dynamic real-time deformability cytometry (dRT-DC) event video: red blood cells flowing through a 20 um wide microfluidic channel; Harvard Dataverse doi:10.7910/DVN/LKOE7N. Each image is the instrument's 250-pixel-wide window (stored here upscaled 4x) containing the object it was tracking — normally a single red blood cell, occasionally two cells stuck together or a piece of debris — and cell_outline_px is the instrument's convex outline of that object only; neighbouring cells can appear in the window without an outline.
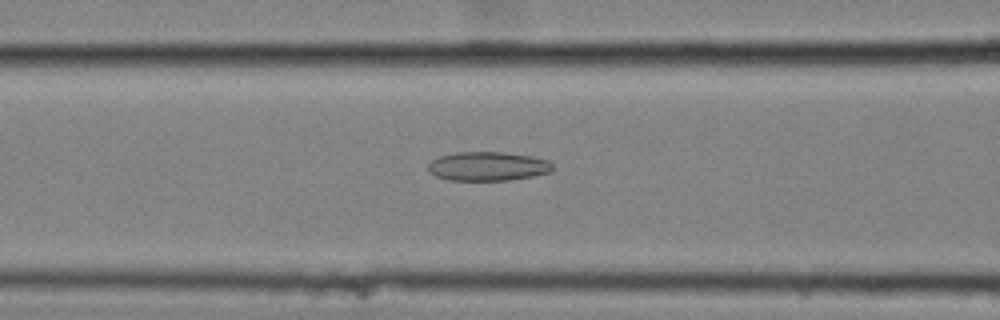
{"species": "common noctule bat (a hibernating species)", "species_latin": "Nyctalus noctula", "temperature_condition": "cold", "stored_images_in_passage": 58, "camera_frame_rate_fps": 3000, "um_per_image_px": 0.085, "animal": {"sex": "female", "body_mass_g": 25.1}, "frame": {"image": 1, "passage_image": 25, "time_ms": 8.0, "image_size_px": [1000, 320], "cell_outline_px": [[552, 168], [548, 172], [532, 176], [508, 180], [448, 180], [436, 176], [428, 172], [428, 164], [432, 160], [440, 156], [456, 152], [504, 152], [532, 156], [548, 160], [552, 164]], "centroid_in_image_um": [41.43, 14.13], "position_along_channel_um": 125.2, "area_um2": 20.98}}
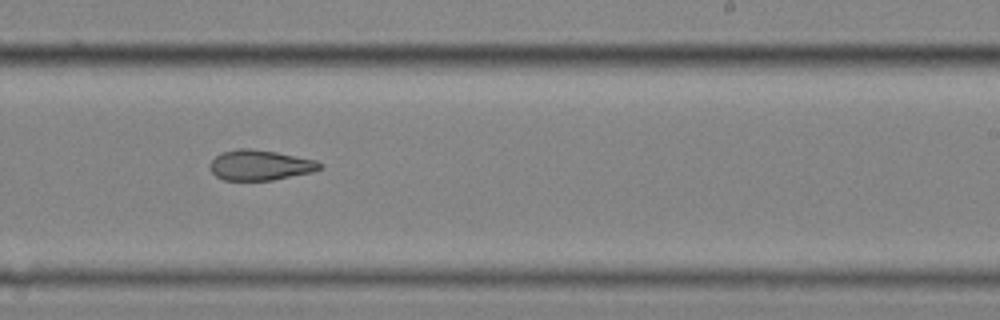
{"frame": {"image": 2, "passage_image": 37, "time_ms": 12.0, "image_size_px": [1000, 320], "cell_outline_px": [[324, 168], [312, 172], [272, 180], [224, 180], [216, 176], [212, 172], [212, 160], [220, 152], [236, 148], [248, 148], [276, 152], [316, 160], [324, 164]], "centroid_in_image_um": [22.15, 14.03], "position_along_channel_um": 266.9, "area_um2": 19.36}}
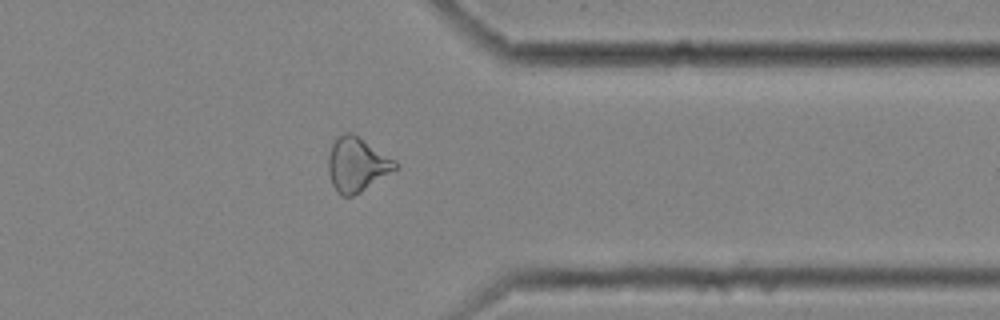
{"frame": {"image": 3, "passage_image": 47, "time_ms": 15.333, "image_size_px": [1000, 320], "cell_outline_px": [[400, 168], [360, 192], [352, 196], [340, 196], [336, 192], [332, 184], [328, 172], [328, 156], [332, 144], [336, 136], [344, 132], [352, 132], [396, 160], [400, 164]], "centroid_in_image_um": [30.35, 13.98], "position_along_channel_um": 381.0, "area_um2": 21.56}, "authors_computed_cell_mechanics": {"area_um2": 22.7443, "velocity_mm_per_s": 3.5512, "shape_relaxation_time_tau1_ms": null, "shape_relaxation_time_tau2_ms": 3.8729, "deformation_change_tau1": null, "deformation_change_tau2": 0.1251}}